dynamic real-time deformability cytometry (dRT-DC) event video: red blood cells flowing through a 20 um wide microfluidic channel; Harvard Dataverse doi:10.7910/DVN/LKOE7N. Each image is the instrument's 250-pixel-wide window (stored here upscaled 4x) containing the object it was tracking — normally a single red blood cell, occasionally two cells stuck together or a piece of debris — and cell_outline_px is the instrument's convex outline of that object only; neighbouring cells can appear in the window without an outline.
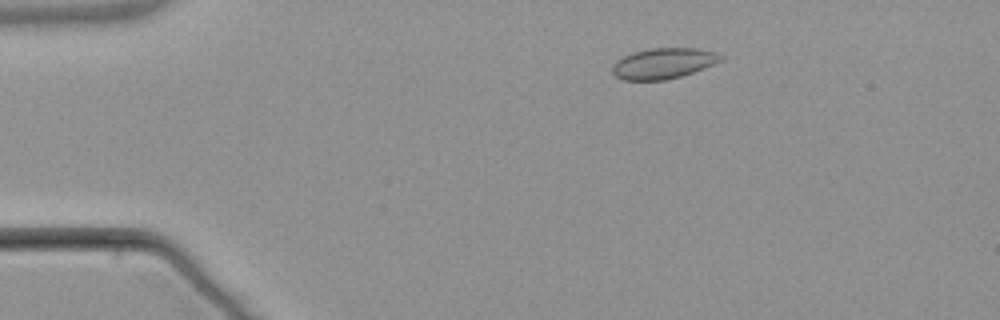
{"species": "common noctule bat (a hibernating species)", "species_latin": "Nyctalus noctula", "temperature_condition": "warm", "stored_images_in_passage": 4, "camera_frame_rate_fps": 3000, "um_per_image_px": 0.085, "animal": {"sex": "male", "body_mass_g": 21.5, "forearm_length_mm": 52.0}, "frame": {"image": 1, "passage_image": 3, "time_ms": 2.333, "image_size_px": [1000, 320], "cell_outline_px": [[724, 60], [704, 68], [680, 76], [664, 80], [624, 80], [616, 76], [612, 72], [612, 64], [616, 60], [632, 52], [652, 48], [700, 48], [716, 52], [724, 56]], "centroid_in_image_um": [56.4, 5.37], "position_along_channel_um": 28.6, "area_um2": 19.48}}